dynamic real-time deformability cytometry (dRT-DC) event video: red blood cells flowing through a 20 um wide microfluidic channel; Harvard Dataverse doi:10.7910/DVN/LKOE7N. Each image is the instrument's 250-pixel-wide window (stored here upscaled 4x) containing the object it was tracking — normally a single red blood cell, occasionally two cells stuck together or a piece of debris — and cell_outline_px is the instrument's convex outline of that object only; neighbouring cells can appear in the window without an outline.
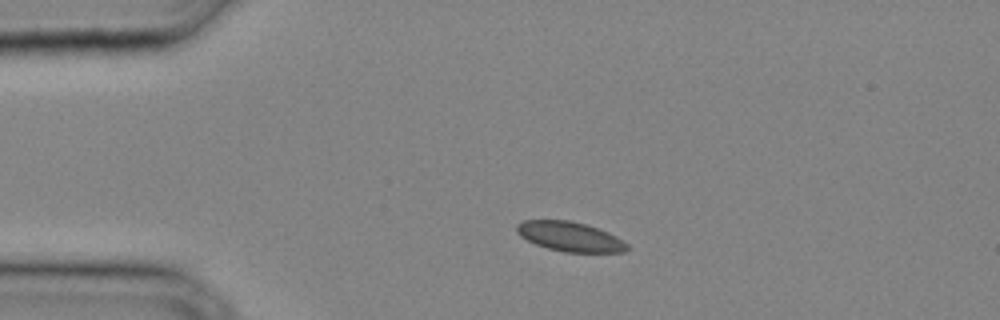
{"species": "common noctule bat (a hibernating species)", "species_latin": "Nyctalus noctula", "temperature_condition": "cold", "stored_images_in_passage": 29, "camera_frame_rate_fps": 3000, "um_per_image_px": 0.085, "animal": {"sex": "male", "body_mass_g": 20.4}, "frame": {"image": 1, "passage_image": 3, "time_ms": 0.667, "image_size_px": [1000, 320], "cell_outline_px": [[628, 248], [624, 252], [564, 252], [548, 248], [536, 244], [520, 236], [516, 232], [516, 224], [524, 220], [568, 220], [584, 224], [608, 232], [616, 236], [628, 244]], "centroid_in_image_um": [48.42, 20.11], "position_along_channel_um": 36.6, "area_um2": 18.9}}
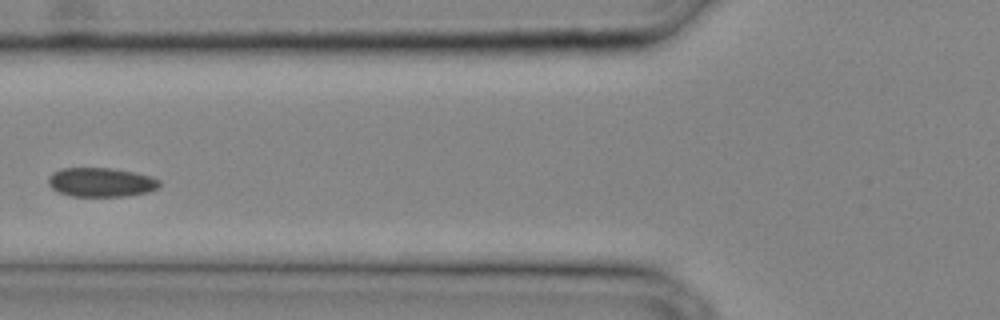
{"frame": {"image": 2, "passage_image": 9, "time_ms": 2.667, "image_size_px": [1000, 320], "cell_outline_px": [[160, 184], [156, 188], [148, 192], [124, 196], [72, 196], [56, 192], [48, 184], [48, 176], [52, 172], [60, 168], [112, 168], [152, 176], [160, 180]], "centroid_in_image_um": [8.54, 15.49], "position_along_channel_um": 117.3, "area_um2": 18.96}}
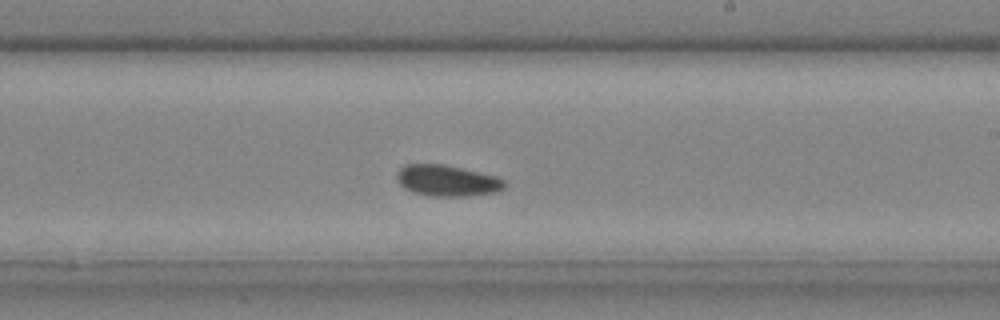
{"frame": {"image": 3, "passage_image": 16, "time_ms": 5.0, "image_size_px": [1000, 320], "cell_outline_px": [[508, 184], [504, 188], [496, 192], [468, 196], [428, 196], [412, 192], [404, 188], [396, 180], [396, 172], [404, 164], [444, 164], [496, 176], [504, 180]], "centroid_in_image_um": [37.98, 15.36], "position_along_channel_um": 251.0, "area_um2": 19.77}}